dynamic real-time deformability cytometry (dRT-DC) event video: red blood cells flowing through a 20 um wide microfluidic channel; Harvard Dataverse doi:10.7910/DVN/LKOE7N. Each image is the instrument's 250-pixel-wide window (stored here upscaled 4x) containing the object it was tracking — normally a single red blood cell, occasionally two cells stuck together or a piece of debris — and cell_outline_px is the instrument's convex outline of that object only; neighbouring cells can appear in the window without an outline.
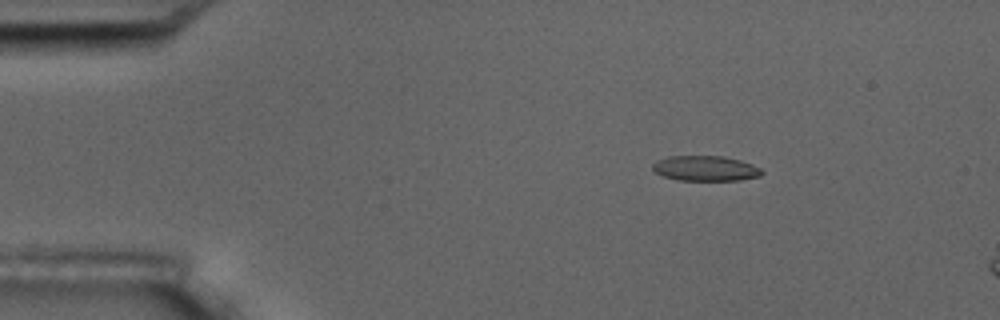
{"species": "common noctule bat (a hibernating species)", "species_latin": "Nyctalus noctula", "temperature_condition": "room temperature", "stored_images_in_passage": 5, "camera_frame_rate_fps": 3000, "um_per_image_px": 0.085, "animal": {"sex": "male", "body_mass_g": 17.5, "forearm_length_mm": 52.3}, "frame": {"image": 1, "passage_image": 2, "time_ms": 2.0, "image_size_px": [1000, 320], "cell_outline_px": [[764, 172], [760, 176], [740, 180], [676, 180], [664, 176], [656, 172], [652, 168], [652, 164], [656, 160], [668, 156], [724, 156], [740, 160], [752, 164], [760, 168]], "centroid_in_image_um": [59.96, 14.31], "position_along_channel_um": 25.0, "area_um2": 16.07}}